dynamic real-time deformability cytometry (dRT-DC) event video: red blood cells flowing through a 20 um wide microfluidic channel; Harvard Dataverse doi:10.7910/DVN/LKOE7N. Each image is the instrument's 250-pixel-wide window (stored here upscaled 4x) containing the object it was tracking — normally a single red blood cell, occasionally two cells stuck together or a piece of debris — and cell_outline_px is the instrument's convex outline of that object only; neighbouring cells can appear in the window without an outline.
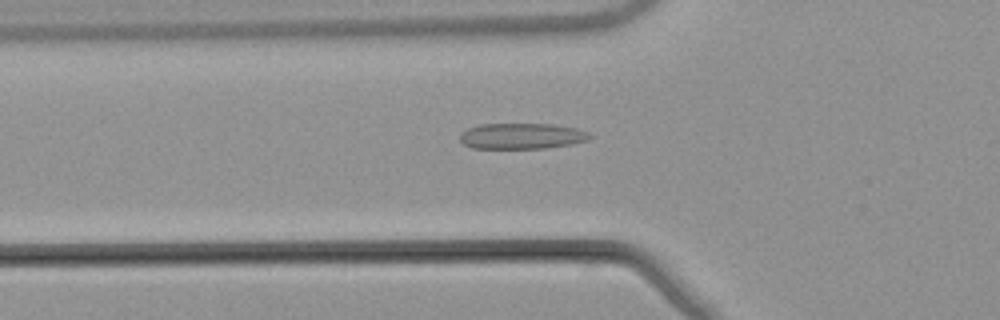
{"species": "common noctule bat (a hibernating species)", "species_latin": "Nyctalus noctula", "temperature_condition": "warm", "stored_images_in_passage": 53, "camera_frame_rate_fps": 3000, "um_per_image_px": 0.085, "animal": {"sex": "male", "body_mass_g": 21.5, "forearm_length_mm": 52.0}, "frame": {"image": 1, "passage_image": 19, "time_ms": 6.0, "image_size_px": [1000, 320], "cell_outline_px": [[592, 136], [588, 140], [572, 144], [544, 148], [472, 148], [464, 144], [460, 140], [460, 132], [468, 128], [480, 124], [552, 124], [576, 128], [588, 132]], "centroid_in_image_um": [44.34, 11.56], "position_along_channel_um": 81.5, "area_um2": 19.54}}
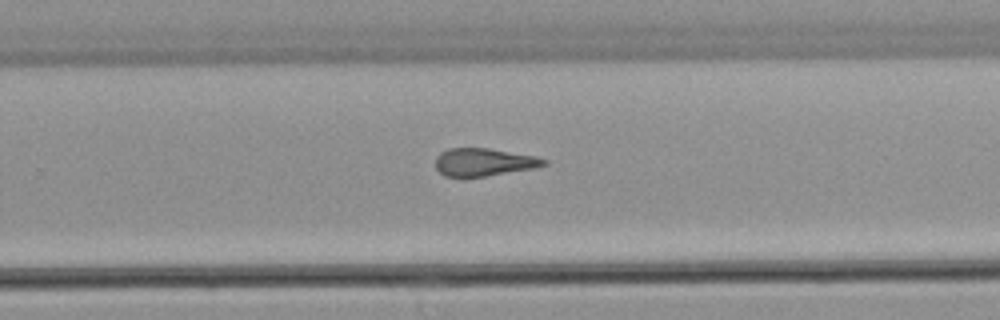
{"frame": {"image": 2, "passage_image": 35, "time_ms": 11.333, "image_size_px": [1000, 320], "cell_outline_px": [[548, 164], [536, 168], [484, 176], [444, 176], [436, 168], [436, 156], [440, 152], [448, 148], [488, 148], [536, 156], [548, 160]], "centroid_in_image_um": [41.15, 13.77], "position_along_channel_um": 288.7, "area_um2": 17.51}}
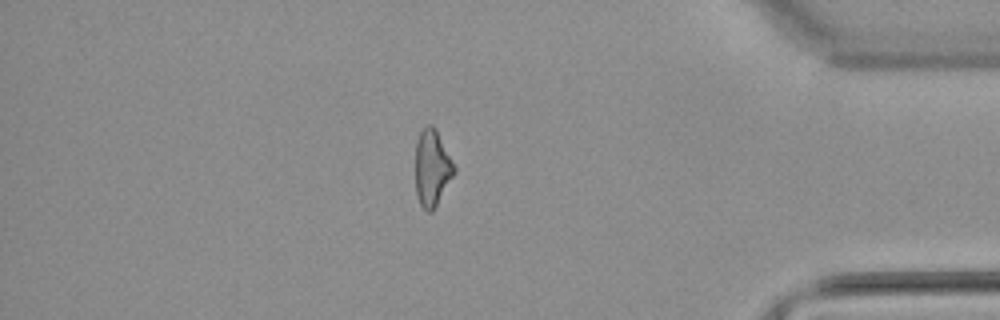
{"frame": {"image": 3, "passage_image": 46, "time_ms": 15.0, "image_size_px": [1000, 320], "cell_outline_px": [[456, 172], [432, 212], [428, 212], [420, 204], [416, 196], [416, 140], [420, 132], [428, 124], [432, 124], [436, 128], [456, 168]], "centroid_in_image_um": [36.73, 14.27], "position_along_channel_um": 398.5, "area_um2": 17.28}, "authors_computed_cell_mechanics": {"area_um2": 18.5538, "velocity_mm_per_s": 3.8814, "shape_relaxation_time_tau1_ms": null, "shape_relaxation_time_tau2_ms": 2.5362, "deformation_change_tau1": null, "deformation_change_tau2": 0.1327}}